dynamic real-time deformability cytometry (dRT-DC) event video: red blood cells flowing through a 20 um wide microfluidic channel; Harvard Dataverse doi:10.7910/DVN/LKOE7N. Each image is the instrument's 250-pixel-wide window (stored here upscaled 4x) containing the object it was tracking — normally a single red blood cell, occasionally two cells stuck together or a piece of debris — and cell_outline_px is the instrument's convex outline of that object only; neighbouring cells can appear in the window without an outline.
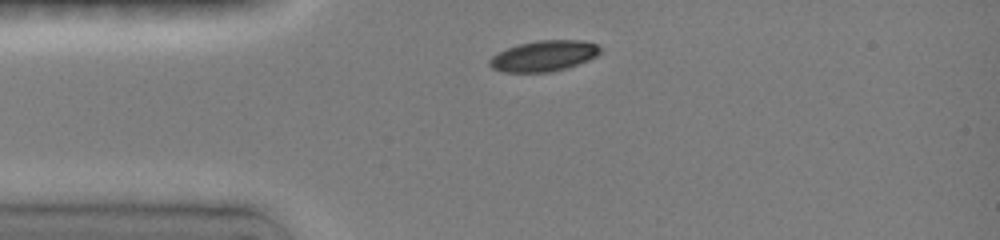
{"species": "common noctule bat (a hibernating species)", "species_latin": "Nyctalus noctula", "temperature_condition": "room temperature", "stored_images_in_passage": 3, "camera_frame_rate_fps": 3000, "um_per_image_px": 0.085, "animal": {"sex": "female", "body_mass_g": 19.0, "forearm_length_mm": 51.5}, "frame": {"image": 1, "passage_image": 1, "time_ms": 0.0, "image_size_px": [1000, 240], "cell_outline_px": [[600, 52], [596, 56], [576, 64], [564, 68], [548, 72], [504, 72], [492, 68], [488, 64], [488, 60], [492, 56], [516, 44], [540, 40], [584, 40], [596, 44], [600, 48]], "centroid_in_image_um": [46.19, 4.74], "position_along_channel_um": 38.8, "area_um2": 19.59}}